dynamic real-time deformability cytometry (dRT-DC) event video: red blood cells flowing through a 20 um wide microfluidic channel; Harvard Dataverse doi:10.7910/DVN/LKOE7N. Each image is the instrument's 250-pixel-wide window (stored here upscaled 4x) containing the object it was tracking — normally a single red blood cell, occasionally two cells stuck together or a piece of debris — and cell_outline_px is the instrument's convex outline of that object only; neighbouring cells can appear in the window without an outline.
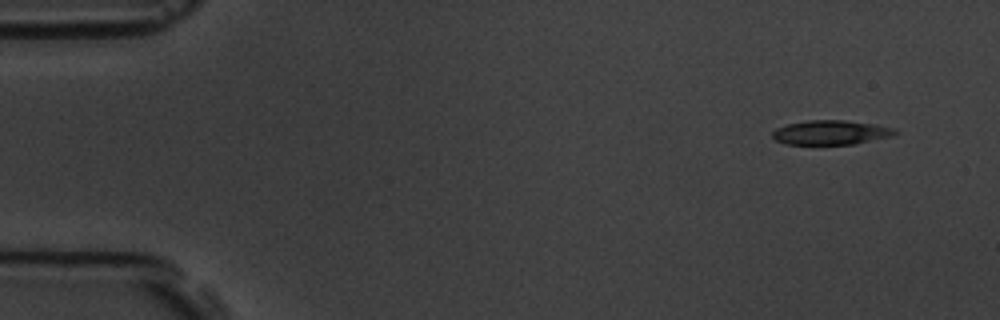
{"species": "common noctule bat (a hibernating species)", "species_latin": "Nyctalus noctula", "temperature_condition": "room temperature", "stored_images_in_passage": 5, "camera_frame_rate_fps": 3000, "um_per_image_px": 0.085, "animal": {"sex": "male", "body_mass_g": 19.5, "forearm_length_mm": 54.6}, "frame": {"image": 1, "passage_image": 1, "time_ms": 0.0, "image_size_px": [1000, 320], "cell_outline_px": [[896, 132], [892, 136], [852, 144], [784, 144], [776, 140], [772, 136], [772, 132], [776, 128], [788, 124], [808, 120], [844, 120], [876, 124], [892, 128]], "centroid_in_image_um": [70.58, 11.26], "position_along_channel_um": 14.4, "area_um2": 17.22}}